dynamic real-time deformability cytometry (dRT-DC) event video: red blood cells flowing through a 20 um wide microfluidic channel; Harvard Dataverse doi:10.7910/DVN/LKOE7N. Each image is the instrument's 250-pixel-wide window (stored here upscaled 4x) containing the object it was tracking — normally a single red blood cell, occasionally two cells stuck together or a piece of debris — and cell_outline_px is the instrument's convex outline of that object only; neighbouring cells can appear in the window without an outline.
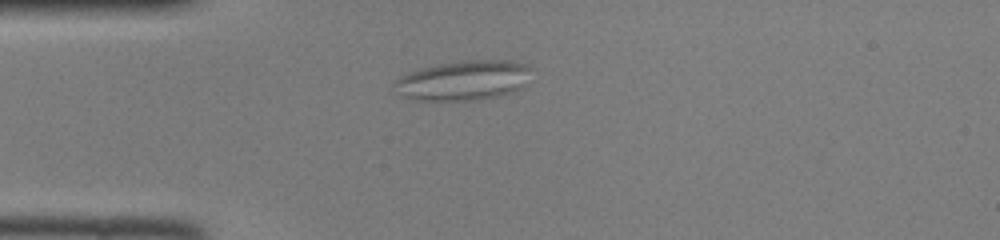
{"species": "common noctule bat (a hibernating species)", "species_latin": "Nyctalus noctula", "temperature_condition": "room temperature", "stored_images_in_passage": 36, "camera_frame_rate_fps": 3000, "um_per_image_px": 0.085, "animal": {"sex": "female", "body_mass_g": 22.0, "forearm_length_mm": 56.7}, "frame": {"image": 1, "passage_image": 1, "time_ms": 0.0, "image_size_px": [1000, 240], "cell_outline_px": [[528, 68], [520, 88], [496, 96], [468, 100], [412, 100], [400, 96], [392, 84], [396, 80], [412, 72], [424, 68], [440, 64], [464, 60], [512, 60], [528, 64]], "centroid_in_image_um": [39.32, 6.83], "position_along_channel_um": 45.7, "area_um2": 30.87}}
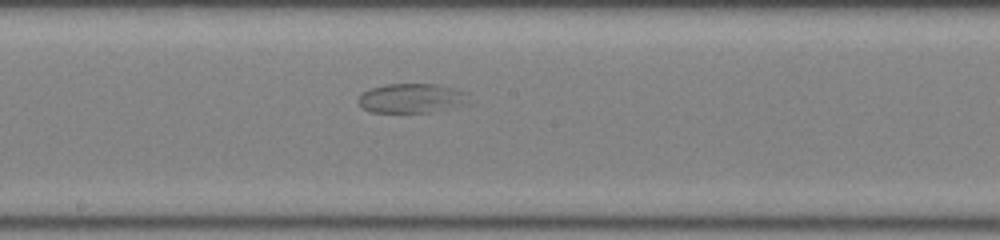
{"frame": {"image": 2, "passage_image": 14, "time_ms": 4.333, "image_size_px": [1000, 240], "cell_outline_px": [[468, 92], [464, 104], [428, 112], [372, 112], [364, 108], [360, 104], [360, 96], [368, 88], [384, 84], [436, 84], [456, 88]], "centroid_in_image_um": [34.97, 8.33], "position_along_channel_um": 213.2, "area_um2": 18.61}}
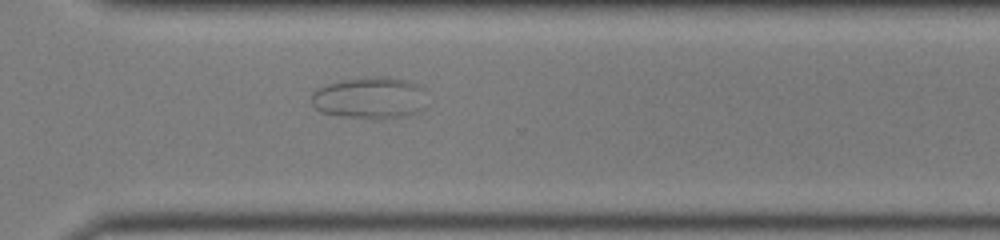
{"frame": {"image": 3, "passage_image": 23, "time_ms": 7.333, "image_size_px": [1000, 240], "cell_outline_px": [[424, 108], [420, 112], [408, 116], [380, 120], [340, 116], [320, 112], [312, 104], [312, 92], [316, 88], [340, 80], [364, 76], [388, 76], [408, 80], [424, 88]], "centroid_in_image_um": [31.45, 8.32], "position_along_channel_um": 339.1, "area_um2": 28.9}}